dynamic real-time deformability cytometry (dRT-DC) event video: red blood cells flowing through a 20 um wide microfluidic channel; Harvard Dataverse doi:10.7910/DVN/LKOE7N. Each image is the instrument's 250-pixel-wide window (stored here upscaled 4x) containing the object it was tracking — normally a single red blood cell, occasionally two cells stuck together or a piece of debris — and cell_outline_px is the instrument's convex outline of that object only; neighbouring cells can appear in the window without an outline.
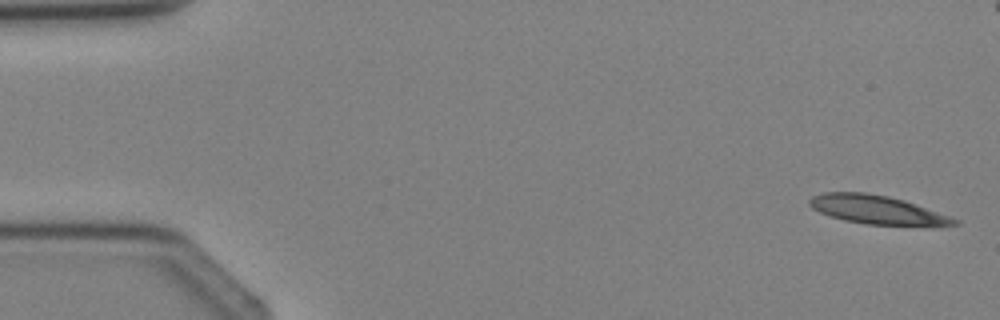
{"species": "Egyptian fruit bat (a non-hibernating species)", "species_latin": "Rousettus aegyptiacus", "temperature_condition": "cold", "stored_images_in_passage": 5, "camera_frame_rate_fps": 3000, "um_per_image_px": 0.085, "animal": {"sex": "female"}, "frame": {"image": 1, "passage_image": 1, "time_ms": 0.0, "image_size_px": [1000, 320], "cell_outline_px": [[960, 224], [868, 224], [844, 220], [820, 212], [812, 208], [808, 204], [808, 200], [812, 196], [824, 192], [864, 192], [888, 196], [904, 200], [960, 220]], "centroid_in_image_um": [74.45, 17.79], "position_along_channel_um": 10.6, "area_um2": 23.41}}